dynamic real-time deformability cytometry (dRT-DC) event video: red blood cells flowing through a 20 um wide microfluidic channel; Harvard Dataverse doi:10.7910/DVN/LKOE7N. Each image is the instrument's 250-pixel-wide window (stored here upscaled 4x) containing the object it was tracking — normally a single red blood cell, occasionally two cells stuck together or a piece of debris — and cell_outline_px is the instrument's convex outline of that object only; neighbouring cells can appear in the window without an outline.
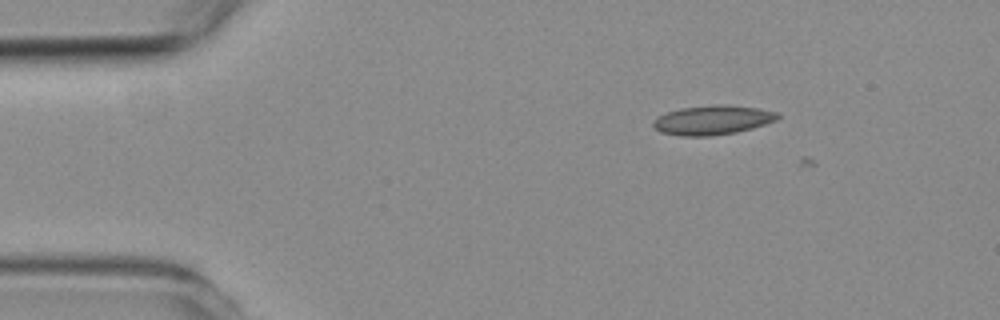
{"species": "common noctule bat (a hibernating species)", "species_latin": "Nyctalus noctula", "temperature_condition": "room temperature", "stored_images_in_passage": 4, "camera_frame_rate_fps": 3000, "um_per_image_px": 0.085, "animal": {"sex": "female", "body_mass_g": 19.3, "forearm_length_mm": 54.1}, "frame": {"image": 1, "passage_image": 4, "time_ms": 19.333, "image_size_px": [1000, 320], "cell_outline_px": [[780, 116], [776, 120], [752, 128], [736, 132], [708, 136], [680, 136], [660, 132], [652, 124], [652, 120], [668, 112], [680, 108], [712, 104], [724, 104], [760, 108], [776, 112]], "centroid_in_image_um": [60.56, 10.19], "position_along_channel_um": 24.4, "area_um2": 21.27}}